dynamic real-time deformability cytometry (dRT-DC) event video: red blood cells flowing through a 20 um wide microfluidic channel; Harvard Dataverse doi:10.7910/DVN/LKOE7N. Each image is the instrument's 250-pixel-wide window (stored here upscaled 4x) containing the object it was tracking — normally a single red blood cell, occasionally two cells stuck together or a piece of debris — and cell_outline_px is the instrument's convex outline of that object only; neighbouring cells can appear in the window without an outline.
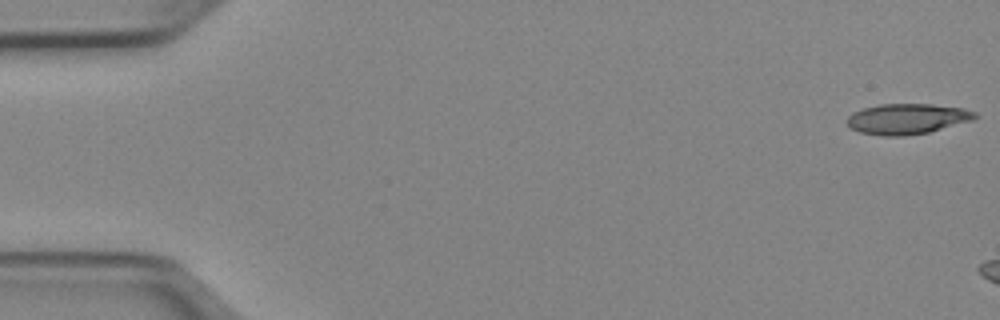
{"species": "Egyptian fruit bat (a non-hibernating species)", "species_latin": "Rousettus aegyptiacus", "temperature_condition": "cold", "stored_images_in_passage": 11, "camera_frame_rate_fps": 3000, "um_per_image_px": 0.085, "animal": {"sex": "female"}, "frame": {"image": 1, "passage_image": 1, "time_ms": 0.0, "image_size_px": [1000, 320], "cell_outline_px": [[980, 116], [972, 120], [928, 132], [904, 136], [884, 136], [860, 132], [848, 128], [848, 116], [852, 112], [864, 108], [880, 104], [932, 104], [964, 108], [976, 112]], "centroid_in_image_um": [77.11, 10.1], "position_along_channel_um": 7.9, "area_um2": 22.77}}